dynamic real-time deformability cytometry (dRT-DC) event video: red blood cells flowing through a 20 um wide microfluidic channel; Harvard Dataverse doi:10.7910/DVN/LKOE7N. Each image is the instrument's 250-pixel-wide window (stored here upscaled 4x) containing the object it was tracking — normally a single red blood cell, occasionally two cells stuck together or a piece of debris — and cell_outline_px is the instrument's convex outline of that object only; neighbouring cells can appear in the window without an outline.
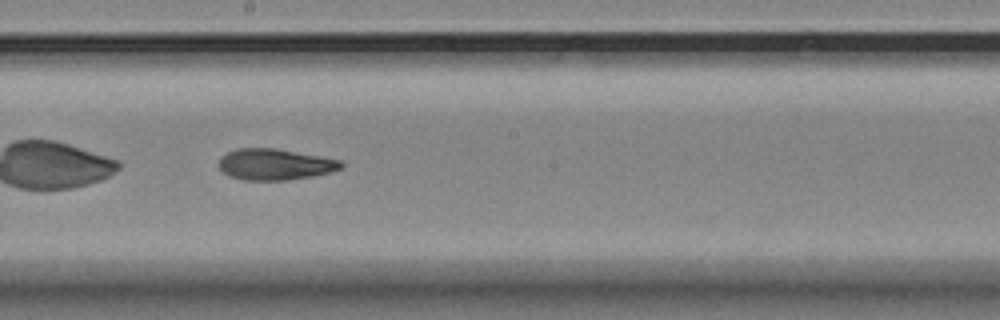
{"species": "Egyptian fruit bat (a non-hibernating species)", "species_latin": "Rousettus aegyptiacus", "temperature_condition": "room temperature", "stored_images_in_passage": 37, "camera_frame_rate_fps": 3000, "um_per_image_px": 0.085, "animal": {"sex": "female"}, "frame": {"image": 1, "passage_image": 15, "time_ms": 4.667, "image_size_px": [1000, 320], "cell_outline_px": [[344, 168], [332, 172], [312, 176], [288, 180], [244, 180], [228, 176], [220, 168], [220, 156], [236, 148], [276, 148], [320, 156], [340, 160], [344, 164]], "centroid_in_image_um": [23.39, 13.97], "position_along_channel_um": 224.8, "area_um2": 22.31}}
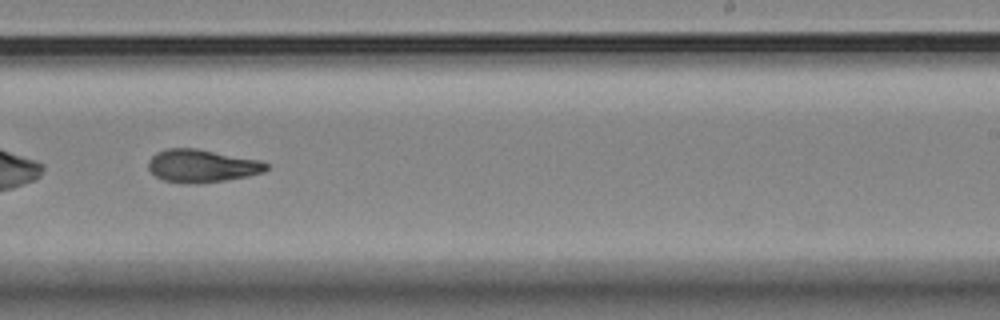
{"frame": {"image": 2, "passage_image": 19, "time_ms": 6.0, "image_size_px": [1000, 320], "cell_outline_px": [[268, 168], [264, 172], [248, 176], [224, 180], [196, 184], [180, 184], [164, 180], [156, 176], [148, 168], [148, 160], [156, 152], [168, 148], [196, 148], [260, 160], [268, 164]], "centroid_in_image_um": [17.14, 14.1], "position_along_channel_um": 271.9, "area_um2": 22.72}, "authors_computed_cell_mechanics": {"area_um2": 22.1952, "velocity_mm_per_s": 3.5324, "shape_relaxation_time_tau1_ms": null, "shape_relaxation_time_tau2_ms": 6.2017, "deformation_change_tau1": null, "deformation_change_tau2": 0.1336}}